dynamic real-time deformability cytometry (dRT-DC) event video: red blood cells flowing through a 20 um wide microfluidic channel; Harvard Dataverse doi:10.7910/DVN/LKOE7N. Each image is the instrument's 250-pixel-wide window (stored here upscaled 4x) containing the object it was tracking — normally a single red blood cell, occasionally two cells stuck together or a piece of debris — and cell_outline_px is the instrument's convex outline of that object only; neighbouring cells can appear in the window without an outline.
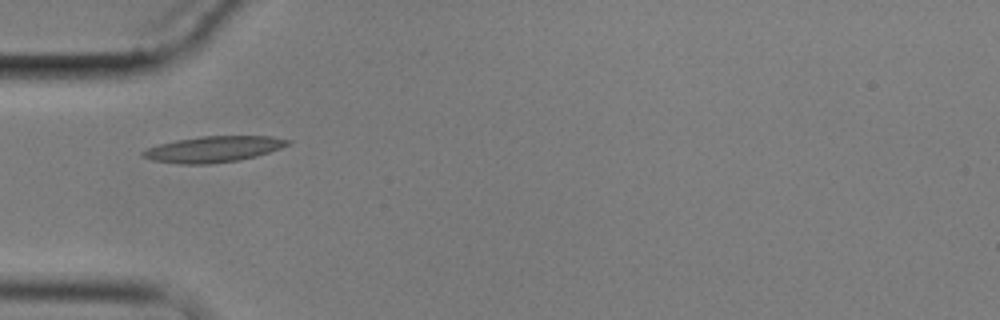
{"species": "common noctule bat (a hibernating species)", "species_latin": "Nyctalus noctula", "temperature_condition": "cold", "stored_images_in_passage": 4, "camera_frame_rate_fps": 3000, "um_per_image_px": 0.085, "animal": {"sex": "male", "body_mass_g": 17.9}, "frame": {"image": 1, "passage_image": 1, "time_ms": 0.0, "image_size_px": [1000, 320], "cell_outline_px": [[292, 140], [288, 144], [280, 148], [256, 156], [240, 160], [208, 164], [180, 164], [152, 160], [140, 156], [140, 152], [148, 148], [160, 144], [176, 140], [200, 136], [272, 136]], "centroid_in_image_um": [18.12, 12.68], "position_along_channel_um": 66.9, "area_um2": 21.91}}
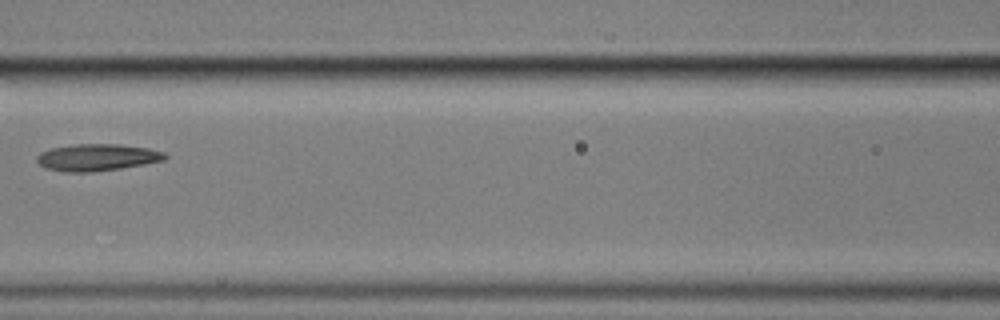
{"frame": {"image": 2, "passage_image": 3, "time_ms": 2.667, "image_size_px": [1000, 320], "cell_outline_px": [[168, 156], [164, 160], [144, 164], [120, 168], [92, 172], [64, 172], [44, 168], [36, 160], [36, 156], [40, 152], [52, 148], [76, 144], [120, 144], [148, 148], [164, 152]], "centroid_in_image_um": [8.23, 13.38], "position_along_channel_um": 158.4, "area_um2": 20.11}}
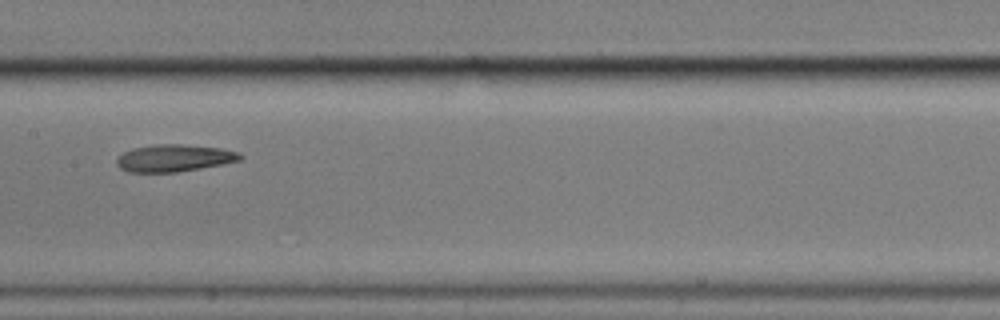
{"frame": {"image": 3, "passage_image": 4, "time_ms": 3.667, "image_size_px": [1000, 320], "cell_outline_px": [[244, 156], [240, 160], [200, 168], [176, 172], [128, 172], [120, 168], [116, 164], [116, 160], [124, 152], [132, 148], [156, 144], [180, 144], [220, 148], [240, 152]], "centroid_in_image_um": [14.79, 13.43], "position_along_channel_um": 192.6, "area_um2": 19.42}}